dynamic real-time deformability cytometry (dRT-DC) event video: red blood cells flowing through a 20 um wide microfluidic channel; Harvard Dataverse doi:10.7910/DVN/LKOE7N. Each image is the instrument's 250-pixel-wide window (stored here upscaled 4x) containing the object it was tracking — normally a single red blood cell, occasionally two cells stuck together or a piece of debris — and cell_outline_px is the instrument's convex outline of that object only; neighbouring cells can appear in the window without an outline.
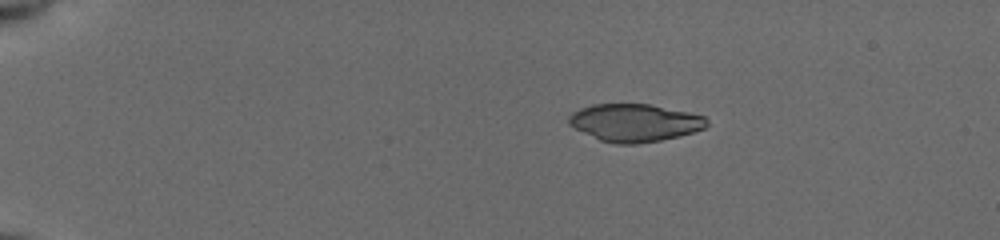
{"species": "common noctule bat (a hibernating species)", "species_latin": "Nyctalus noctula", "temperature_condition": "cold", "stored_images_in_passage": 44, "camera_frame_rate_fps": 3000, "um_per_image_px": 0.085, "animal": {"sex": "female", "body_mass_g": 19.5, "forearm_length_mm": 54.1}, "frame": {"image": 1, "passage_image": 1, "time_ms": 0.0, "image_size_px": [1000, 240], "cell_outline_px": [[708, 124], [704, 128], [680, 136], [660, 140], [636, 144], [616, 144], [600, 140], [568, 124], [568, 116], [572, 112], [580, 108], [592, 104], [652, 104], [688, 112], [704, 116], [708, 120]], "centroid_in_image_um": [53.95, 10.42], "position_along_channel_um": 31.1, "area_um2": 30.23}}
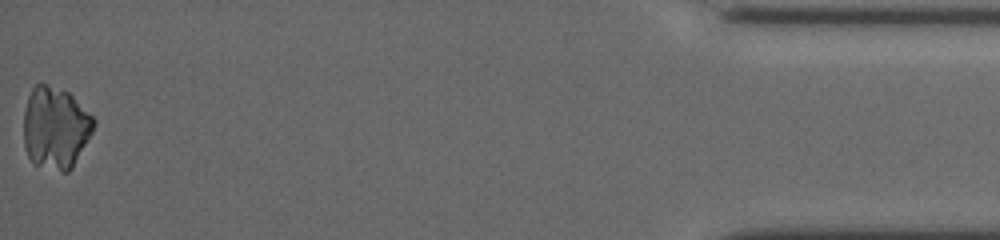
{"frame": {"image": 2, "passage_image": 44, "time_ms": 14.333, "image_size_px": [1000, 240], "cell_outline_px": [[96, 120], [92, 132], [72, 168], [68, 172], [60, 172], [32, 164], [28, 156], [24, 144], [24, 112], [28, 96], [32, 88], [36, 84], [48, 84], [68, 92]], "centroid_in_image_um": [4.69, 10.88], "position_along_channel_um": 430.5, "area_um2": 33.52}}